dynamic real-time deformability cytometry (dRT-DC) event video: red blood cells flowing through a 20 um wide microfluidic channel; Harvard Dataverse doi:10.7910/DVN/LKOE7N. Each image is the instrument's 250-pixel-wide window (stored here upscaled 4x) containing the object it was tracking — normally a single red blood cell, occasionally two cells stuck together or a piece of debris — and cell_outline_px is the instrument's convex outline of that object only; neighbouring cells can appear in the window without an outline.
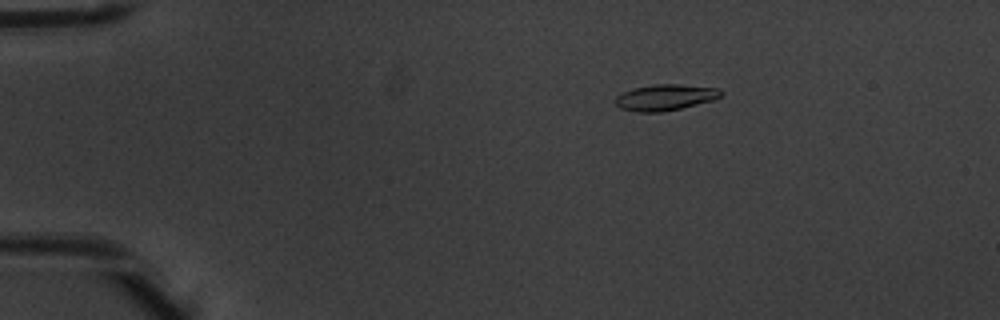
{"species": "common noctule bat (a hibernating species)", "species_latin": "Nyctalus noctula", "temperature_condition": "warm", "stored_images_in_passage": 5, "camera_frame_rate_fps": 3000, "um_per_image_px": 0.085, "animal": {"sex": "male", "body_mass_g": 20.1, "forearm_length_mm": 53.5}, "frame": {"image": 1, "passage_image": 3, "time_ms": 0.667, "image_size_px": [1000, 320], "cell_outline_px": [[724, 92], [716, 100], [680, 108], [660, 112], [636, 112], [620, 108], [616, 104], [616, 96], [632, 88], [656, 84], [676, 84], [720, 88]], "centroid_in_image_um": [56.58, 8.27], "position_along_channel_um": 28.4, "area_um2": 16.07}}